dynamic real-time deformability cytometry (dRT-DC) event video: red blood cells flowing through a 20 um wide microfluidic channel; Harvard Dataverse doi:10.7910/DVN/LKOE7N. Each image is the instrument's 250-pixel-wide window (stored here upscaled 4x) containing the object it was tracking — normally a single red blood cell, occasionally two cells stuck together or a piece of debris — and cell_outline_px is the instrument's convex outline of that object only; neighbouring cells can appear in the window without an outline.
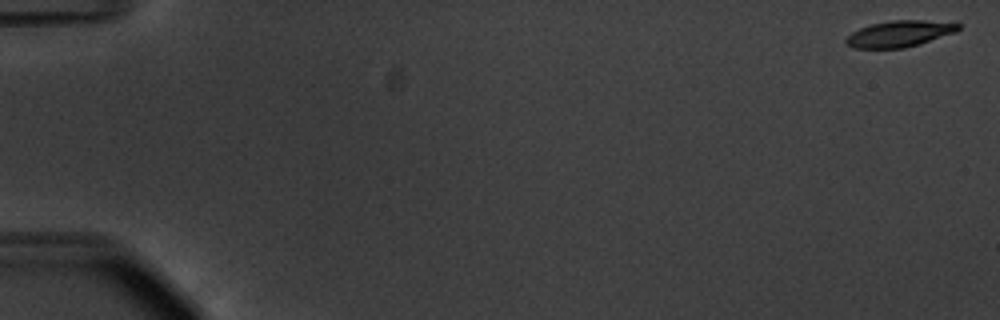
{"species": "common noctule bat (a hibernating species)", "species_latin": "Nyctalus noctula", "temperature_condition": "warm", "stored_images_in_passage": 55, "camera_frame_rate_fps": 3000, "um_per_image_px": 0.085, "animal": {"sex": "male", "body_mass_g": 20.1, "forearm_length_mm": 53.5}, "frame": {"image": 1, "passage_image": 1, "time_ms": 0.0, "image_size_px": [1000, 320], "cell_outline_px": [[960, 28], [956, 32], [920, 44], [904, 48], [856, 48], [844, 44], [844, 40], [852, 32], [860, 28], [872, 24], [892, 20], [924, 20], [960, 24]], "centroid_in_image_um": [76.44, 2.87], "position_along_channel_um": 8.6, "area_um2": 17.11}}
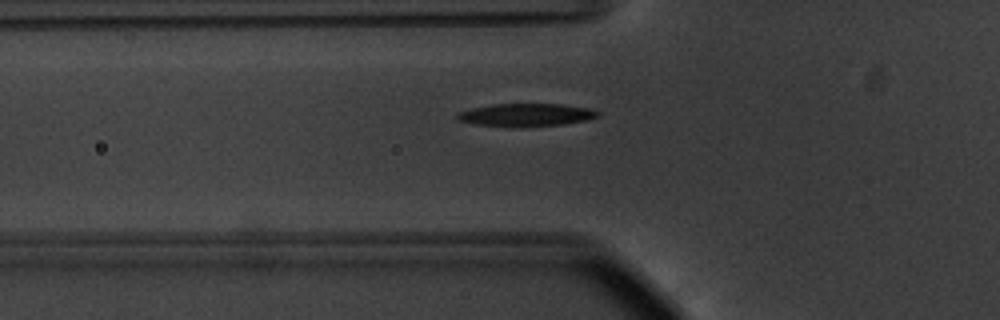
{"frame": {"image": 2, "passage_image": 20, "time_ms": 6.333, "image_size_px": [1000, 320], "cell_outline_px": [[600, 116], [584, 120], [560, 124], [476, 124], [460, 120], [456, 116], [460, 112], [472, 108], [492, 104], [564, 104], [592, 108], [600, 112]], "centroid_in_image_um": [44.81, 9.7], "position_along_channel_um": 81.0, "area_um2": 17.51}}
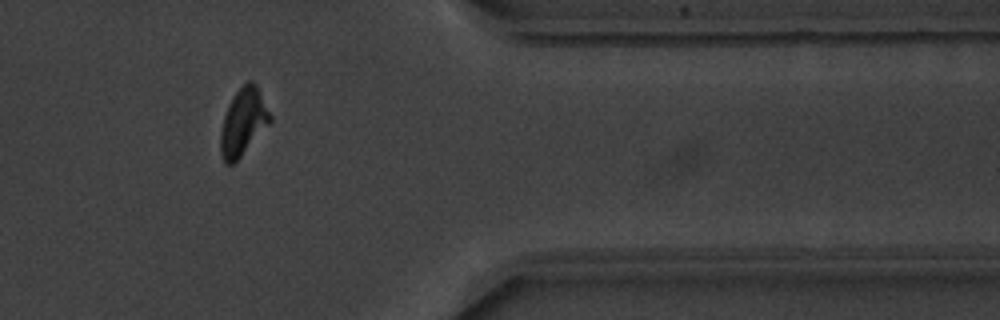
{"frame": {"image": 3, "passage_image": 46, "time_ms": 15.0, "image_size_px": [1000, 320], "cell_outline_px": [[272, 120], [240, 156], [232, 164], [224, 164], [220, 152], [220, 132], [224, 116], [228, 104], [236, 92], [248, 80], [252, 80], [256, 84], [272, 116]], "centroid_in_image_um": [20.66, 10.35], "position_along_channel_um": 390.7, "area_um2": 19.07}}